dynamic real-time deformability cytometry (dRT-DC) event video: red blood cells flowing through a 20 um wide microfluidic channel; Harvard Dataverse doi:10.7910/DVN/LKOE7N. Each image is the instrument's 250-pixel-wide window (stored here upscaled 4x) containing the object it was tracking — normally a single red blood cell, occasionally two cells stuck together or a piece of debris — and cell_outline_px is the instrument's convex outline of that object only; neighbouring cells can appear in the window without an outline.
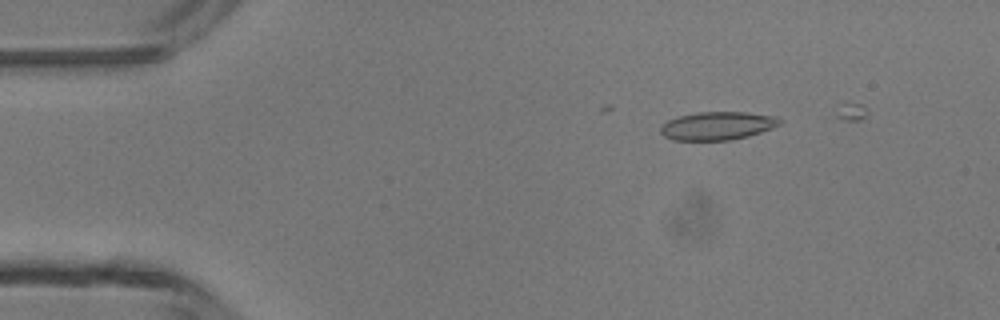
{"species": "common noctule bat (a hibernating species)", "species_latin": "Nyctalus noctula", "temperature_condition": "room temperature", "stored_images_in_passage": 4, "camera_frame_rate_fps": 3000, "um_per_image_px": 0.085, "animal": {"sex": "male", "body_mass_g": 13.3}, "frame": {"image": 1, "passage_image": 2, "time_ms": 1.333, "image_size_px": [1000, 320], "cell_outline_px": [[784, 120], [780, 124], [772, 128], [748, 136], [732, 140], [672, 140], [664, 136], [660, 132], [660, 128], [668, 120], [680, 116], [700, 112], [744, 112], [772, 116]], "centroid_in_image_um": [60.98, 10.7], "position_along_channel_um": 24.0, "area_um2": 19.42}}
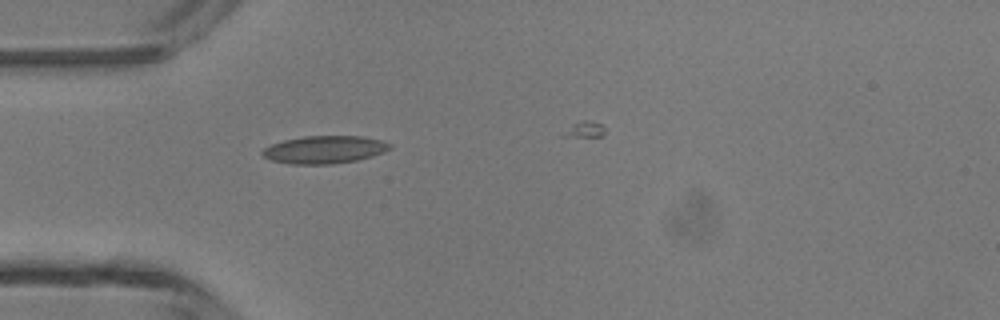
{"frame": {"image": 2, "passage_image": 4, "time_ms": 3.667, "image_size_px": [1000, 320], "cell_outline_px": [[392, 148], [384, 152], [372, 156], [356, 160], [332, 164], [292, 164], [272, 160], [264, 156], [260, 152], [264, 148], [272, 144], [284, 140], [304, 136], [364, 136], [380, 140], [392, 144]], "centroid_in_image_um": [27.6, 12.71], "position_along_channel_um": 57.4, "area_um2": 20.52}}